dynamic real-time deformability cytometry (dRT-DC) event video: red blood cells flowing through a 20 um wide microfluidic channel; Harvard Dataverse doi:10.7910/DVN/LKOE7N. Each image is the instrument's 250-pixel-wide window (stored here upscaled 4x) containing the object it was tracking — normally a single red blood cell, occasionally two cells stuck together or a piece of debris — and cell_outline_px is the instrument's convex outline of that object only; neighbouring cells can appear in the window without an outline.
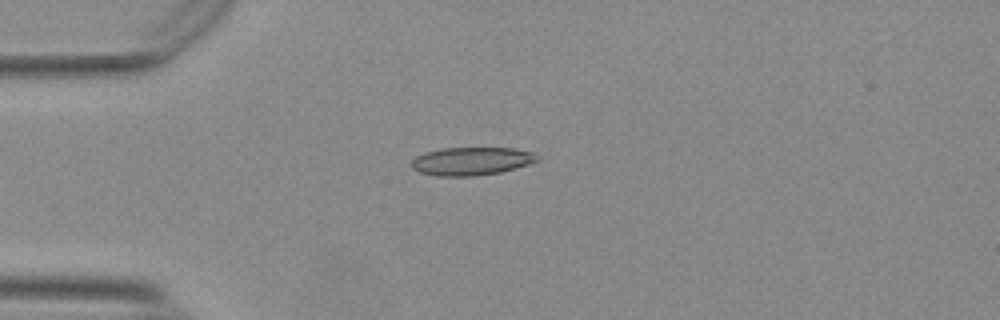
{"species": "Egyptian fruit bat (a non-hibernating species)", "species_latin": "Rousettus aegyptiacus", "temperature_condition": "warm", "stored_images_in_passage": 47, "camera_frame_rate_fps": 3000, "um_per_image_px": 0.085, "animal": {"sex": "female"}, "frame": {"image": 1, "passage_image": 7, "time_ms": 2.0, "image_size_px": [1000, 320], "cell_outline_px": [[540, 156], [536, 160], [528, 164], [500, 172], [476, 176], [436, 176], [420, 172], [412, 168], [412, 160], [416, 156], [424, 152], [444, 148], [512, 148], [532, 152]], "centroid_in_image_um": [40.04, 13.7], "position_along_channel_um": 45.0, "area_um2": 20.46}}
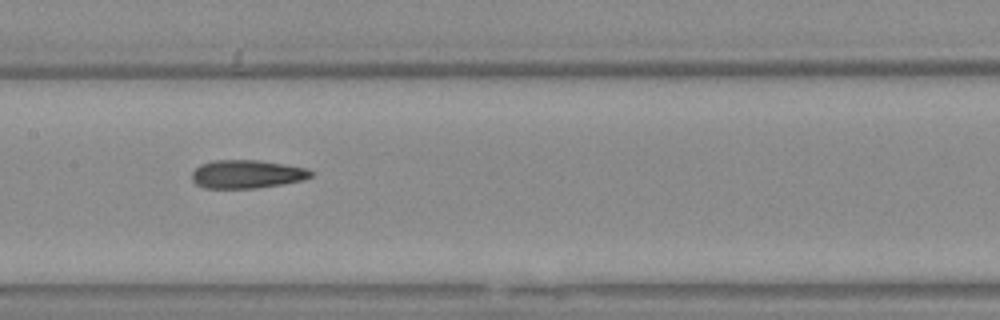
{"frame": {"image": 2, "passage_image": 20, "time_ms": 6.333, "image_size_px": [1000, 320], "cell_outline_px": [[312, 176], [304, 180], [280, 184], [252, 188], [204, 188], [196, 184], [192, 180], [192, 172], [200, 164], [212, 160], [260, 160], [308, 168], [312, 172]], "centroid_in_image_um": [20.97, 14.79], "position_along_channel_um": 186.4, "area_um2": 19.65}}
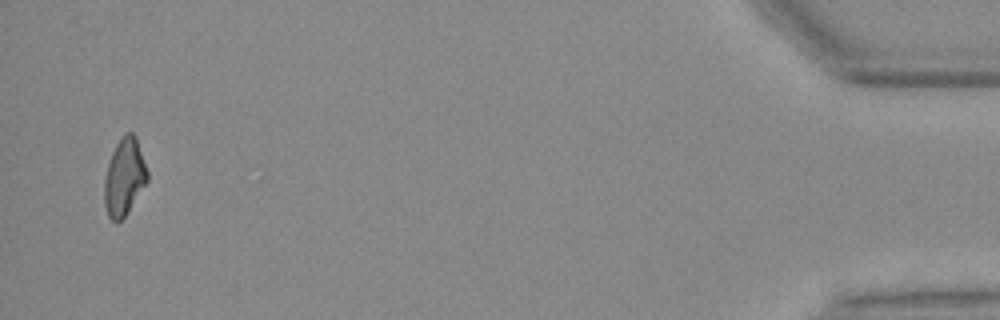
{"frame": {"image": 3, "passage_image": 46, "time_ms": 15.0, "image_size_px": [1000, 320], "cell_outline_px": [[148, 180], [124, 216], [120, 220], [112, 220], [108, 216], [104, 204], [104, 180], [108, 164], [112, 152], [116, 144], [124, 132], [132, 132], [136, 136], [148, 172]], "centroid_in_image_um": [10.56, 15.0], "position_along_channel_um": 424.6, "area_um2": 19.07}}